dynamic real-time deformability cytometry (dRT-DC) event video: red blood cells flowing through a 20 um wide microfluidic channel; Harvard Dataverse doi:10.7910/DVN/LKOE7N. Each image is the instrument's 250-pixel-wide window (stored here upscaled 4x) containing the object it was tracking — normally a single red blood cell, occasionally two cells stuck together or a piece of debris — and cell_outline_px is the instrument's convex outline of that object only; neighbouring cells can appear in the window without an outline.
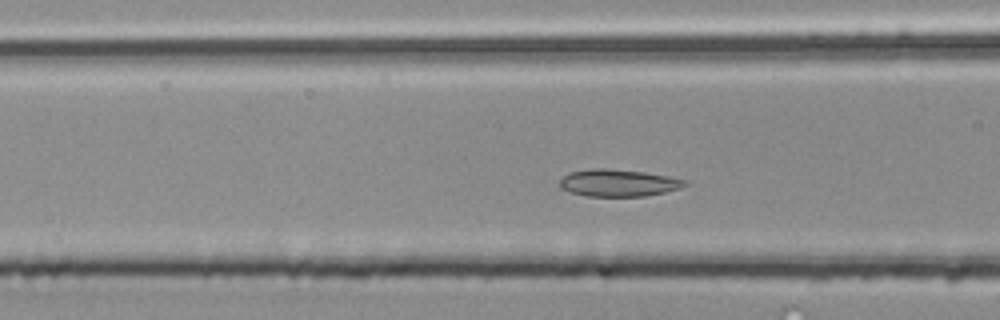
{"species": "common noctule bat (a hibernating species)", "species_latin": "Nyctalus noctula", "temperature_condition": "room temperature", "stored_images_in_passage": 46, "camera_frame_rate_fps": 3000, "um_per_image_px": 0.085, "animal": {"sex": "male", "body_mass_g": 20.4}, "frame": {"image": 1, "passage_image": 14, "time_ms": 4.333, "image_size_px": [1000, 320], "cell_outline_px": [[688, 184], [680, 188], [664, 192], [644, 196], [588, 196], [568, 192], [560, 188], [560, 180], [568, 172], [588, 168], [604, 168], [644, 172], [668, 176], [688, 180]], "centroid_in_image_um": [52.53, 15.54], "position_along_channel_um": 114.1, "area_um2": 19.88}, "authors_computed_cell_mechanics": {"area_um2": 18.7561, "velocity_mm_per_s": 3.973, "shape_relaxation_time_tau1_ms": null, "shape_relaxation_time_tau2_ms": 1.9038, "deformation_change_tau1": null, "deformation_change_tau2": 0.0406}}